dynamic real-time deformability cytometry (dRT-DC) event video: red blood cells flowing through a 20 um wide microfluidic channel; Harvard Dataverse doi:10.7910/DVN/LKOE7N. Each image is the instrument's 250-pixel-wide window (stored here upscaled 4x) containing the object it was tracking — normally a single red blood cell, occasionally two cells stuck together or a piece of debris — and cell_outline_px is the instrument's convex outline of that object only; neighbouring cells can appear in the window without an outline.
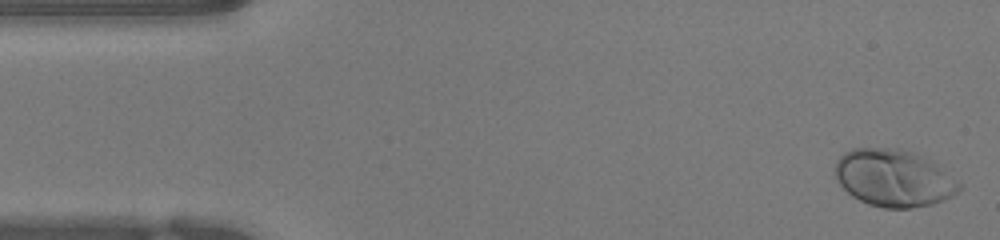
{"species": "human", "species_latin": "Homo sapiens", "temperature_condition": "warm", "stored_images_in_passage": 50, "camera_frame_rate_fps": 3000, "um_per_image_px": 0.085, "donor": {"sex": "female"}, "frame": {"image": 1, "passage_image": 1, "time_ms": 0.0, "image_size_px": [1000, 240], "cell_outline_px": [[960, 188], [952, 196], [932, 204], [912, 208], [884, 208], [868, 204], [852, 196], [840, 184], [836, 176], [836, 160], [844, 152], [852, 148], [900, 148], [924, 156], [960, 184]], "centroid_in_image_um": [75.92, 15.13], "position_along_channel_um": 9.1, "area_um2": 40.86}}
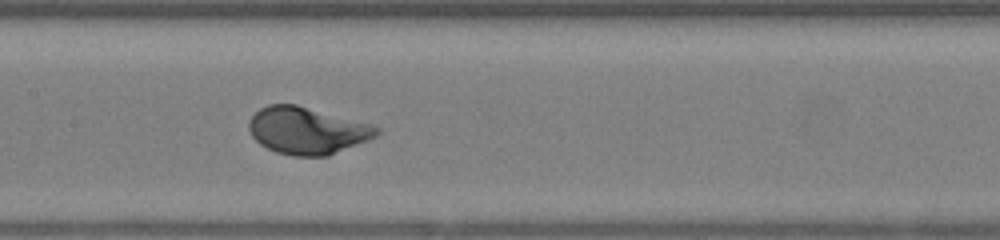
{"frame": {"image": 2, "passage_image": 23, "time_ms": 7.333, "image_size_px": [1000, 240], "cell_outline_px": [[380, 132], [376, 136], [368, 140], [328, 156], [292, 156], [276, 152], [260, 144], [252, 136], [248, 128], [248, 120], [260, 108], [268, 104], [296, 104], [372, 124], [380, 128]], "centroid_in_image_um": [26.1, 11.1], "position_along_channel_um": 181.3, "area_um2": 35.08}}
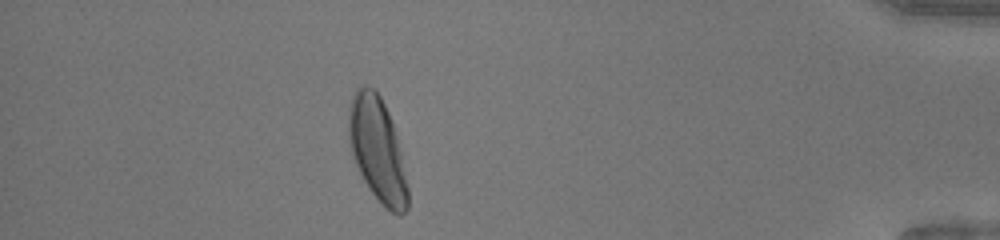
{"frame": {"image": 3, "passage_image": 44, "time_ms": 14.333, "image_size_px": [1000, 240], "cell_outline_px": [[408, 208], [400, 216], [384, 208], [368, 188], [352, 156], [348, 136], [348, 108], [352, 96], [356, 88], [364, 84], [376, 88], [392, 120], [400, 148], [408, 188]], "centroid_in_image_um": [32.07, 12.69], "position_along_channel_um": 403.1, "area_um2": 36.24}, "authors_computed_cell_mechanics": {"area_um2": 34.8245, "velocity_mm_per_s": 3.9446, "shape_relaxation_time_tau1_ms": 1.9865, "shape_relaxation_time_tau2_ms": null, "deformation_change_tau1": 0.1607, "deformation_change_tau2": null}}